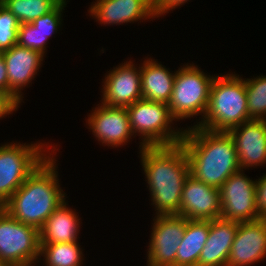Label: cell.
Returning a JSON list of instances; mask_svg holds the SVG:
<instances>
[{
	"label": "cell",
	"mask_w": 266,
	"mask_h": 266,
	"mask_svg": "<svg viewBox=\"0 0 266 266\" xmlns=\"http://www.w3.org/2000/svg\"><path fill=\"white\" fill-rule=\"evenodd\" d=\"M189 63L176 70L173 91L168 103L172 116L178 121L201 116L197 126L205 117L210 99V89L216 75H208L198 65ZM199 114V115H198Z\"/></svg>",
	"instance_id": "7"
},
{
	"label": "cell",
	"mask_w": 266,
	"mask_h": 266,
	"mask_svg": "<svg viewBox=\"0 0 266 266\" xmlns=\"http://www.w3.org/2000/svg\"><path fill=\"white\" fill-rule=\"evenodd\" d=\"M88 13L99 24L108 26L155 18L153 0H97L91 4Z\"/></svg>",
	"instance_id": "17"
},
{
	"label": "cell",
	"mask_w": 266,
	"mask_h": 266,
	"mask_svg": "<svg viewBox=\"0 0 266 266\" xmlns=\"http://www.w3.org/2000/svg\"><path fill=\"white\" fill-rule=\"evenodd\" d=\"M209 231L210 220L186 219L185 231L176 254V266H198Z\"/></svg>",
	"instance_id": "21"
},
{
	"label": "cell",
	"mask_w": 266,
	"mask_h": 266,
	"mask_svg": "<svg viewBox=\"0 0 266 266\" xmlns=\"http://www.w3.org/2000/svg\"><path fill=\"white\" fill-rule=\"evenodd\" d=\"M0 90L8 94V76L6 63L3 55L0 53Z\"/></svg>",
	"instance_id": "31"
},
{
	"label": "cell",
	"mask_w": 266,
	"mask_h": 266,
	"mask_svg": "<svg viewBox=\"0 0 266 266\" xmlns=\"http://www.w3.org/2000/svg\"><path fill=\"white\" fill-rule=\"evenodd\" d=\"M249 119L245 79L235 72L216 74L207 112L197 126L210 131L228 132Z\"/></svg>",
	"instance_id": "4"
},
{
	"label": "cell",
	"mask_w": 266,
	"mask_h": 266,
	"mask_svg": "<svg viewBox=\"0 0 266 266\" xmlns=\"http://www.w3.org/2000/svg\"><path fill=\"white\" fill-rule=\"evenodd\" d=\"M19 26L17 18L0 3V52L16 45Z\"/></svg>",
	"instance_id": "26"
},
{
	"label": "cell",
	"mask_w": 266,
	"mask_h": 266,
	"mask_svg": "<svg viewBox=\"0 0 266 266\" xmlns=\"http://www.w3.org/2000/svg\"><path fill=\"white\" fill-rule=\"evenodd\" d=\"M151 57L140 64L142 99L168 105L173 91L176 71H170ZM169 70V71H168Z\"/></svg>",
	"instance_id": "19"
},
{
	"label": "cell",
	"mask_w": 266,
	"mask_h": 266,
	"mask_svg": "<svg viewBox=\"0 0 266 266\" xmlns=\"http://www.w3.org/2000/svg\"><path fill=\"white\" fill-rule=\"evenodd\" d=\"M266 259V218L239 222L226 266H251Z\"/></svg>",
	"instance_id": "15"
},
{
	"label": "cell",
	"mask_w": 266,
	"mask_h": 266,
	"mask_svg": "<svg viewBox=\"0 0 266 266\" xmlns=\"http://www.w3.org/2000/svg\"><path fill=\"white\" fill-rule=\"evenodd\" d=\"M67 205L61 203L39 229L40 244L78 242L81 218Z\"/></svg>",
	"instance_id": "20"
},
{
	"label": "cell",
	"mask_w": 266,
	"mask_h": 266,
	"mask_svg": "<svg viewBox=\"0 0 266 266\" xmlns=\"http://www.w3.org/2000/svg\"><path fill=\"white\" fill-rule=\"evenodd\" d=\"M6 63L8 76V95L20 106L23 102L22 92L32 84L44 61L39 51L18 46L0 52Z\"/></svg>",
	"instance_id": "13"
},
{
	"label": "cell",
	"mask_w": 266,
	"mask_h": 266,
	"mask_svg": "<svg viewBox=\"0 0 266 266\" xmlns=\"http://www.w3.org/2000/svg\"><path fill=\"white\" fill-rule=\"evenodd\" d=\"M96 106L89 113L86 124L102 146L122 147L135 137L126 107H110L103 103Z\"/></svg>",
	"instance_id": "12"
},
{
	"label": "cell",
	"mask_w": 266,
	"mask_h": 266,
	"mask_svg": "<svg viewBox=\"0 0 266 266\" xmlns=\"http://www.w3.org/2000/svg\"><path fill=\"white\" fill-rule=\"evenodd\" d=\"M40 260L46 266H82L83 248L78 242L40 244ZM43 257V258H42ZM42 258V259H41Z\"/></svg>",
	"instance_id": "22"
},
{
	"label": "cell",
	"mask_w": 266,
	"mask_h": 266,
	"mask_svg": "<svg viewBox=\"0 0 266 266\" xmlns=\"http://www.w3.org/2000/svg\"><path fill=\"white\" fill-rule=\"evenodd\" d=\"M63 0L53 11L35 19L31 24L43 34V55L46 56L49 38L59 31L62 25V13L67 5Z\"/></svg>",
	"instance_id": "25"
},
{
	"label": "cell",
	"mask_w": 266,
	"mask_h": 266,
	"mask_svg": "<svg viewBox=\"0 0 266 266\" xmlns=\"http://www.w3.org/2000/svg\"><path fill=\"white\" fill-rule=\"evenodd\" d=\"M245 87L250 119L266 120V76L245 78Z\"/></svg>",
	"instance_id": "24"
},
{
	"label": "cell",
	"mask_w": 266,
	"mask_h": 266,
	"mask_svg": "<svg viewBox=\"0 0 266 266\" xmlns=\"http://www.w3.org/2000/svg\"><path fill=\"white\" fill-rule=\"evenodd\" d=\"M57 150L58 148L51 151L2 206L19 222L40 229L55 209L66 200L67 195L59 185L55 158Z\"/></svg>",
	"instance_id": "3"
},
{
	"label": "cell",
	"mask_w": 266,
	"mask_h": 266,
	"mask_svg": "<svg viewBox=\"0 0 266 266\" xmlns=\"http://www.w3.org/2000/svg\"><path fill=\"white\" fill-rule=\"evenodd\" d=\"M137 65L128 60L105 74L101 103L110 107H127L142 99L140 64Z\"/></svg>",
	"instance_id": "11"
},
{
	"label": "cell",
	"mask_w": 266,
	"mask_h": 266,
	"mask_svg": "<svg viewBox=\"0 0 266 266\" xmlns=\"http://www.w3.org/2000/svg\"><path fill=\"white\" fill-rule=\"evenodd\" d=\"M190 220L220 218V190L197 180L191 174L186 178L181 194L180 211L177 214Z\"/></svg>",
	"instance_id": "14"
},
{
	"label": "cell",
	"mask_w": 266,
	"mask_h": 266,
	"mask_svg": "<svg viewBox=\"0 0 266 266\" xmlns=\"http://www.w3.org/2000/svg\"><path fill=\"white\" fill-rule=\"evenodd\" d=\"M222 219L247 222L260 219L256 208V179L244 170L232 174L219 188Z\"/></svg>",
	"instance_id": "9"
},
{
	"label": "cell",
	"mask_w": 266,
	"mask_h": 266,
	"mask_svg": "<svg viewBox=\"0 0 266 266\" xmlns=\"http://www.w3.org/2000/svg\"><path fill=\"white\" fill-rule=\"evenodd\" d=\"M16 44L43 54V34L31 23L20 24Z\"/></svg>",
	"instance_id": "27"
},
{
	"label": "cell",
	"mask_w": 266,
	"mask_h": 266,
	"mask_svg": "<svg viewBox=\"0 0 266 266\" xmlns=\"http://www.w3.org/2000/svg\"><path fill=\"white\" fill-rule=\"evenodd\" d=\"M238 223L221 217L210 220V231L198 266H226Z\"/></svg>",
	"instance_id": "18"
},
{
	"label": "cell",
	"mask_w": 266,
	"mask_h": 266,
	"mask_svg": "<svg viewBox=\"0 0 266 266\" xmlns=\"http://www.w3.org/2000/svg\"><path fill=\"white\" fill-rule=\"evenodd\" d=\"M256 208L260 218H266V174L256 179Z\"/></svg>",
	"instance_id": "28"
},
{
	"label": "cell",
	"mask_w": 266,
	"mask_h": 266,
	"mask_svg": "<svg viewBox=\"0 0 266 266\" xmlns=\"http://www.w3.org/2000/svg\"><path fill=\"white\" fill-rule=\"evenodd\" d=\"M19 107L6 92L0 90V119L17 111Z\"/></svg>",
	"instance_id": "30"
},
{
	"label": "cell",
	"mask_w": 266,
	"mask_h": 266,
	"mask_svg": "<svg viewBox=\"0 0 266 266\" xmlns=\"http://www.w3.org/2000/svg\"><path fill=\"white\" fill-rule=\"evenodd\" d=\"M181 144L186 151L190 174L207 185L220 188L241 170L234 141L228 132L185 127Z\"/></svg>",
	"instance_id": "2"
},
{
	"label": "cell",
	"mask_w": 266,
	"mask_h": 266,
	"mask_svg": "<svg viewBox=\"0 0 266 266\" xmlns=\"http://www.w3.org/2000/svg\"><path fill=\"white\" fill-rule=\"evenodd\" d=\"M228 133L234 141L241 170L266 164V120L249 119Z\"/></svg>",
	"instance_id": "16"
},
{
	"label": "cell",
	"mask_w": 266,
	"mask_h": 266,
	"mask_svg": "<svg viewBox=\"0 0 266 266\" xmlns=\"http://www.w3.org/2000/svg\"><path fill=\"white\" fill-rule=\"evenodd\" d=\"M40 247L39 229L19 222L0 207V260L11 266H36Z\"/></svg>",
	"instance_id": "8"
},
{
	"label": "cell",
	"mask_w": 266,
	"mask_h": 266,
	"mask_svg": "<svg viewBox=\"0 0 266 266\" xmlns=\"http://www.w3.org/2000/svg\"><path fill=\"white\" fill-rule=\"evenodd\" d=\"M155 215H177L190 167L182 144L143 147L139 150Z\"/></svg>",
	"instance_id": "1"
},
{
	"label": "cell",
	"mask_w": 266,
	"mask_h": 266,
	"mask_svg": "<svg viewBox=\"0 0 266 266\" xmlns=\"http://www.w3.org/2000/svg\"><path fill=\"white\" fill-rule=\"evenodd\" d=\"M0 266H11V265L0 260Z\"/></svg>",
	"instance_id": "32"
},
{
	"label": "cell",
	"mask_w": 266,
	"mask_h": 266,
	"mask_svg": "<svg viewBox=\"0 0 266 266\" xmlns=\"http://www.w3.org/2000/svg\"><path fill=\"white\" fill-rule=\"evenodd\" d=\"M63 0H0L20 24L32 23L35 19L53 11Z\"/></svg>",
	"instance_id": "23"
},
{
	"label": "cell",
	"mask_w": 266,
	"mask_h": 266,
	"mask_svg": "<svg viewBox=\"0 0 266 266\" xmlns=\"http://www.w3.org/2000/svg\"><path fill=\"white\" fill-rule=\"evenodd\" d=\"M126 109L130 129L134 136L138 134L137 136L141 139L140 149L181 143L185 128L180 129L173 125L177 120L172 116L167 104L141 99L127 106Z\"/></svg>",
	"instance_id": "5"
},
{
	"label": "cell",
	"mask_w": 266,
	"mask_h": 266,
	"mask_svg": "<svg viewBox=\"0 0 266 266\" xmlns=\"http://www.w3.org/2000/svg\"><path fill=\"white\" fill-rule=\"evenodd\" d=\"M46 143V144H45ZM54 144L31 142L4 143L0 146V207L36 170V168L57 149Z\"/></svg>",
	"instance_id": "6"
},
{
	"label": "cell",
	"mask_w": 266,
	"mask_h": 266,
	"mask_svg": "<svg viewBox=\"0 0 266 266\" xmlns=\"http://www.w3.org/2000/svg\"><path fill=\"white\" fill-rule=\"evenodd\" d=\"M189 0H153V13L155 18H159L166 13L181 7ZM171 10V11H170Z\"/></svg>",
	"instance_id": "29"
},
{
	"label": "cell",
	"mask_w": 266,
	"mask_h": 266,
	"mask_svg": "<svg viewBox=\"0 0 266 266\" xmlns=\"http://www.w3.org/2000/svg\"><path fill=\"white\" fill-rule=\"evenodd\" d=\"M186 227V218L155 215L147 251V266H176V254Z\"/></svg>",
	"instance_id": "10"
}]
</instances>
